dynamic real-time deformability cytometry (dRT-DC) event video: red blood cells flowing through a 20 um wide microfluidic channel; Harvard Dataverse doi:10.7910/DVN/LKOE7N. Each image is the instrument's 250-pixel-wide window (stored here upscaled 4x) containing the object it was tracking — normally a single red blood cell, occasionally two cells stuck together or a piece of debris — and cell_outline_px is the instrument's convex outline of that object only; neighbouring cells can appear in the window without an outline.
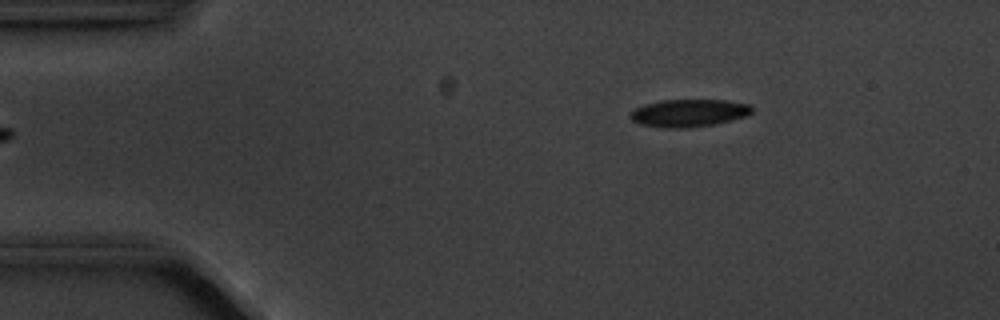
{"species": "common noctule bat (a hibernating species)", "species_latin": "Nyctalus noctula", "temperature_condition": "cold", "stored_images_in_passage": 5, "camera_frame_rate_fps": 3000, "um_per_image_px": 0.085, "animal": {"sex": "male", "body_mass_g": 20.1, "forearm_length_mm": 53.5}, "frame": {"image": 1, "passage_image": 5, "time_ms": 4.667, "image_size_px": [1000, 320], "cell_outline_px": [[752, 112], [748, 116], [716, 124], [692, 128], [664, 128], [640, 124], [632, 120], [628, 116], [636, 108], [644, 104], [660, 100], [724, 100], [748, 104], [752, 108]], "centroid_in_image_um": [58.55, 9.61], "position_along_channel_um": 26.4, "area_um2": 19.71}}